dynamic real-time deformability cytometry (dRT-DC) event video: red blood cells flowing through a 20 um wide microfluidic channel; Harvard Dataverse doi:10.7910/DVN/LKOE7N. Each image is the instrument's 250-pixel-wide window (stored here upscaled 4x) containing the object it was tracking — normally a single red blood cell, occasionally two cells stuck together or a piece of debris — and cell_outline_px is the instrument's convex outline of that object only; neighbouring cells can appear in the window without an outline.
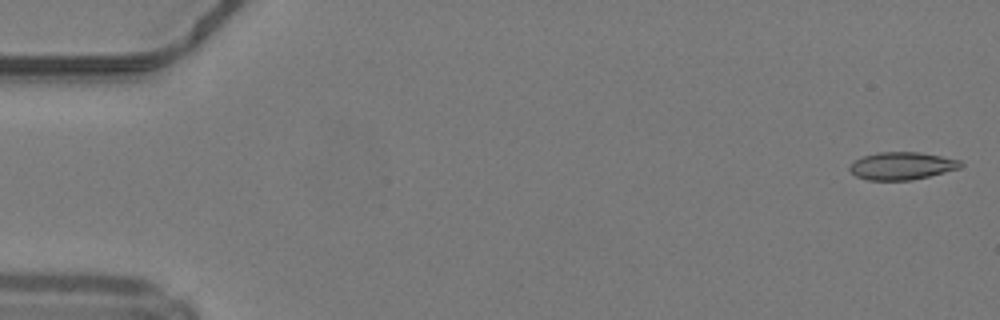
{"species": "common noctule bat (a hibernating species)", "species_latin": "Nyctalus noctula", "temperature_condition": "warm", "stored_images_in_passage": 49, "camera_frame_rate_fps": 3000, "um_per_image_px": 0.085, "animal": {"sex": "male", "body_mass_g": 19.2, "forearm_length_mm": 51.8}, "frame": {"image": 1, "passage_image": 1, "time_ms": 0.0, "image_size_px": [1000, 320], "cell_outline_px": [[964, 164], [960, 168], [912, 180], [868, 180], [856, 176], [848, 168], [852, 160], [876, 152], [920, 152], [960, 160]], "centroid_in_image_um": [76.63, 14.09], "position_along_channel_um": 8.4, "area_um2": 17.86}}
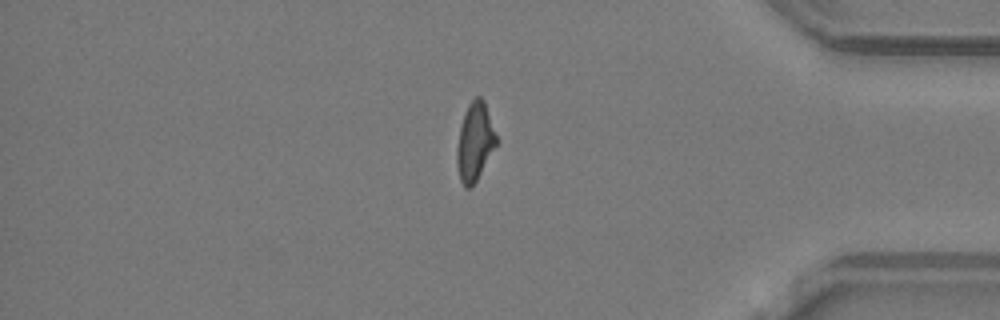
{"frame": {"image": 2, "passage_image": 41, "time_ms": 13.333, "image_size_px": [1000, 320], "cell_outline_px": [[496, 144], [472, 188], [464, 188], [460, 180], [456, 160], [456, 148], [460, 124], [464, 112], [468, 104], [476, 96], [480, 96], [484, 100], [496, 136]], "centroid_in_image_um": [40.32, 12.05], "position_along_channel_um": 394.9, "area_um2": 17.8}}
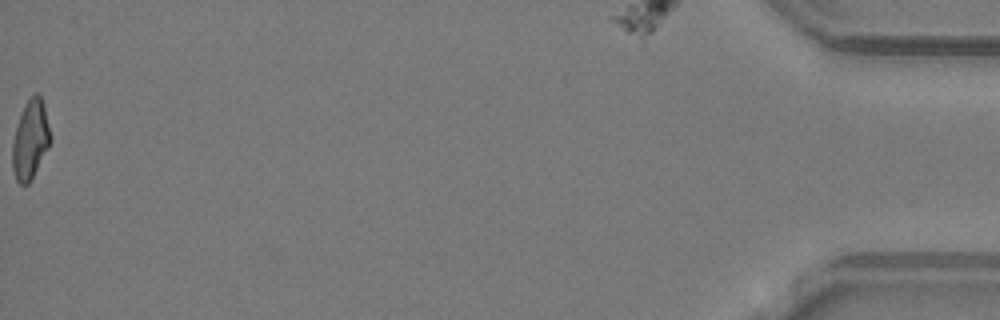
{"frame": {"image": 3, "passage_image": 49, "time_ms": 16.0, "image_size_px": [1000, 320], "cell_outline_px": [[52, 140], [48, 148], [28, 184], [20, 184], [16, 180], [12, 168], [12, 144], [16, 128], [24, 104], [36, 92], [40, 92], [44, 104], [52, 136]], "centroid_in_image_um": [2.6, 11.84], "position_along_channel_um": 432.6, "area_um2": 17.51}, "authors_computed_cell_mechanics": {"area_um2": 18.0336, "velocity_mm_per_s": 4.2396, "shape_relaxation_time_tau1_ms": null, "shape_relaxation_time_tau2_ms": 4.5037, "deformation_change_tau1": null, "deformation_change_tau2": 0.1334}}